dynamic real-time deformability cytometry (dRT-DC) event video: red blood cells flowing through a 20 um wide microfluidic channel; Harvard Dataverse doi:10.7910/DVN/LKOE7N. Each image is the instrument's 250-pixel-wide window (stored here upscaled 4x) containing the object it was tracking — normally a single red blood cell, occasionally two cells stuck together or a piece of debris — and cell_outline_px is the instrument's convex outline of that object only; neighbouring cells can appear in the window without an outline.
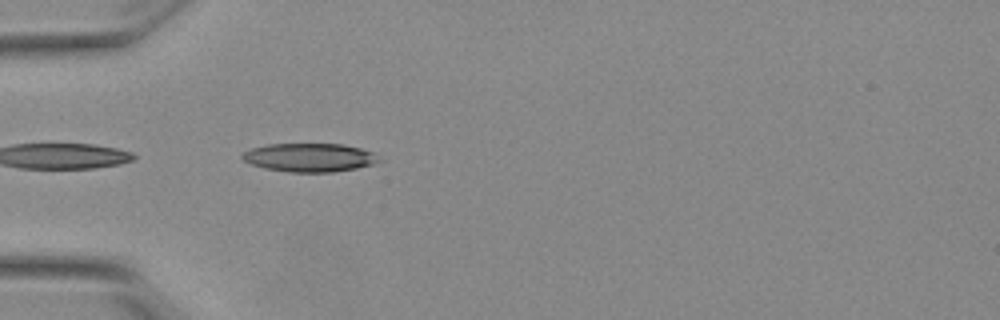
{"species": "Egyptian fruit bat (a non-hibernating species)", "species_latin": "Rousettus aegyptiacus", "temperature_condition": "warm", "stored_images_in_passage": 6, "camera_frame_rate_fps": 3000, "um_per_image_px": 0.085, "animal": {"sex": "female"}, "frame": {"image": 1, "passage_image": 1, "time_ms": 0.0, "image_size_px": [1000, 320], "cell_outline_px": [[380, 160], [372, 164], [356, 168], [332, 172], [288, 172], [264, 168], [252, 164], [244, 160], [240, 156], [244, 152], [252, 148], [268, 144], [340, 144], [360, 148], [372, 152]], "centroid_in_image_um": [26.27, 13.39], "position_along_channel_um": 58.7, "area_um2": 22.48}}